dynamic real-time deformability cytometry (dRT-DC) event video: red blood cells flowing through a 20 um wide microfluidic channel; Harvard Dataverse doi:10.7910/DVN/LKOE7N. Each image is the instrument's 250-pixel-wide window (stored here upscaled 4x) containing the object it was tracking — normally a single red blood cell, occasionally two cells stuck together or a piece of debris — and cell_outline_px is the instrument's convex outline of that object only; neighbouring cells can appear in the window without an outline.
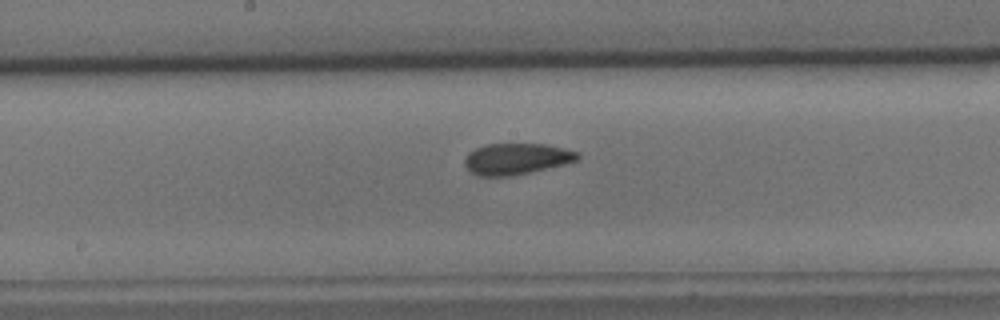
{"species": "common noctule bat (a hibernating species)", "species_latin": "Nyctalus noctula", "temperature_condition": "cold", "stored_images_in_passage": 27, "camera_frame_rate_fps": 3000, "um_per_image_px": 0.085, "animal": {"sex": "male", "body_mass_g": 15.6}, "frame": {"image": 1, "passage_image": 12, "time_ms": 3.667, "image_size_px": [1000, 320], "cell_outline_px": [[580, 156], [576, 160], [564, 164], [528, 172], [508, 176], [480, 176], [468, 172], [464, 164], [464, 156], [468, 152], [476, 148], [488, 144], [548, 144], [580, 152]], "centroid_in_image_um": [43.85, 13.49], "position_along_channel_um": 204.3, "area_um2": 20.58}}
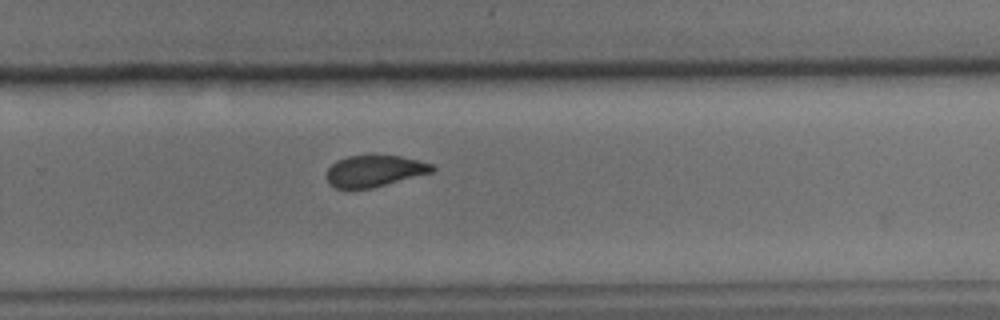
{"frame": {"image": 2, "passage_image": 20, "time_ms": 6.333, "image_size_px": [1000, 320], "cell_outline_px": [[436, 168], [432, 172], [372, 188], [336, 188], [328, 184], [324, 176], [328, 168], [336, 160], [348, 156], [400, 156], [432, 164]], "centroid_in_image_um": [31.77, 14.54], "position_along_channel_um": 298.0, "area_um2": 19.25}}
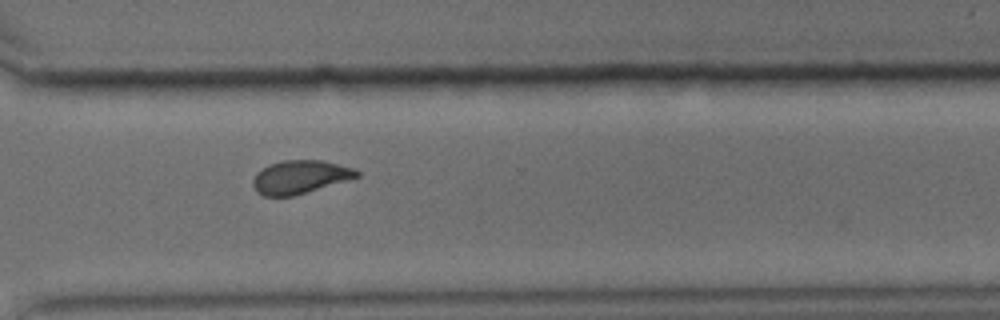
{"frame": {"image": 3, "passage_image": 24, "time_ms": 7.667, "image_size_px": [1000, 320], "cell_outline_px": [[360, 176], [292, 196], [264, 196], [256, 192], [252, 184], [252, 180], [256, 172], [268, 164], [284, 160], [324, 160], [352, 168], [360, 172]], "centroid_in_image_um": [25.45, 15.03], "position_along_channel_um": 345.2, "area_um2": 20.06}}